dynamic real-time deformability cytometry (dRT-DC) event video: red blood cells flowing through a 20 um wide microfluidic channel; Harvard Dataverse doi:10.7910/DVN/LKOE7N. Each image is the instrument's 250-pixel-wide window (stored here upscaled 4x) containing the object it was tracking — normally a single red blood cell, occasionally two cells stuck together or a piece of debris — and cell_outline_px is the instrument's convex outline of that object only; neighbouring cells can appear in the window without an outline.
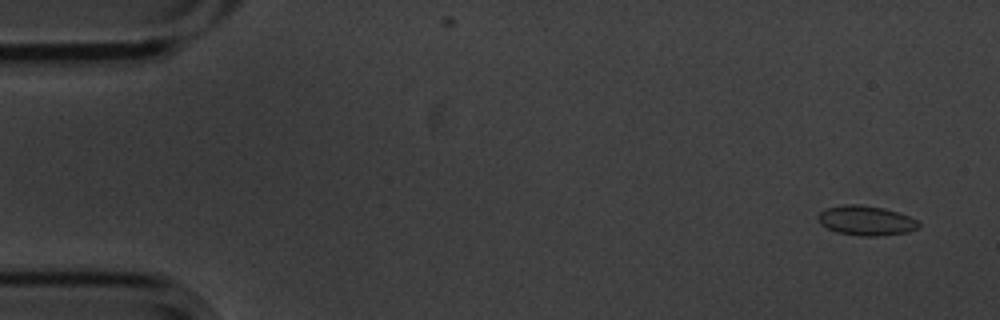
{"species": "common noctule bat (a hibernating species)", "species_latin": "Nyctalus noctula", "temperature_condition": "cold", "stored_images_in_passage": 14, "camera_frame_rate_fps": 3000, "um_per_image_px": 0.085, "animal": {"sex": "male", "body_mass_g": 20.1, "forearm_length_mm": 53.5}, "frame": {"image": 1, "passage_image": 1, "time_ms": 0.0, "image_size_px": [1000, 320], "cell_outline_px": [[920, 228], [908, 232], [880, 236], [860, 236], [836, 232], [820, 224], [816, 216], [820, 212], [828, 208], [844, 204], [856, 204], [884, 208], [900, 212], [916, 220], [920, 224]], "centroid_in_image_um": [73.63, 18.75], "position_along_channel_um": 11.4, "area_um2": 17.51}}
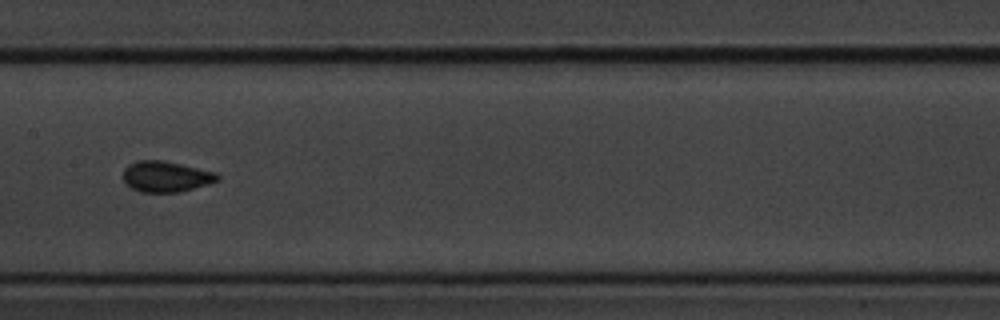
{"frame": {"image": 2, "passage_image": 7, "time_ms": 2.0, "image_size_px": [1000, 320], "cell_outline_px": [[220, 180], [208, 184], [180, 192], [140, 192], [132, 188], [120, 176], [124, 168], [128, 164], [136, 160], [164, 160], [216, 172], [220, 176]], "centroid_in_image_um": [14.09, 14.99], "position_along_channel_um": 193.3, "area_um2": 17.17}}
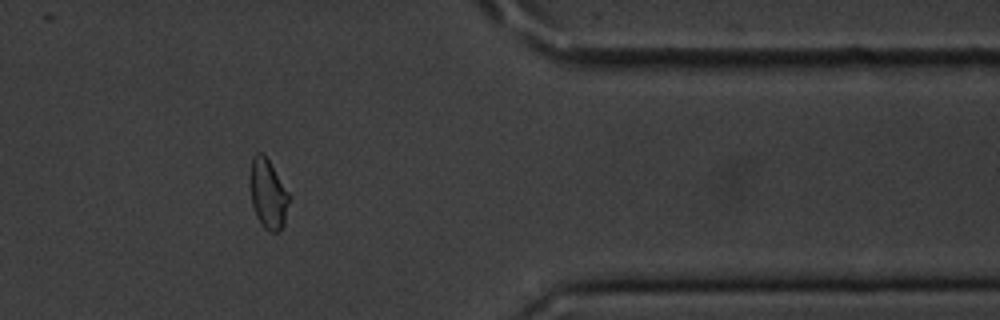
{"frame": {"image": 3, "passage_image": 12, "time_ms": 3.667, "image_size_px": [1000, 320], "cell_outline_px": [[292, 196], [284, 224], [276, 232], [272, 232], [264, 228], [260, 224], [256, 216], [252, 204], [248, 184], [252, 156], [256, 152], [264, 152]], "centroid_in_image_um": [22.78, 16.44], "position_along_channel_um": 388.6, "area_um2": 16.53}}